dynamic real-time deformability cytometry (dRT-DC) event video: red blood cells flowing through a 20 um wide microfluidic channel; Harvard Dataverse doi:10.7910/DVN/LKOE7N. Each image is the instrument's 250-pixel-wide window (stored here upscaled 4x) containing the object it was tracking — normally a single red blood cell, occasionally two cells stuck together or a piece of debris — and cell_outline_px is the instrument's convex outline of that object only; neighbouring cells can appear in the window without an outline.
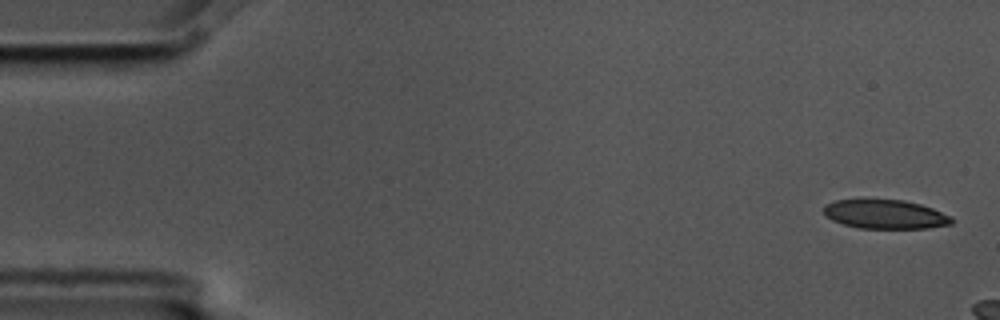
{"species": "common noctule bat (a hibernating species)", "species_latin": "Nyctalus noctula", "temperature_condition": "cold", "stored_images_in_passage": 3, "camera_frame_rate_fps": 3000, "um_per_image_px": 0.085, "animal": {"sex": "male", "body_mass_g": 17.5, "forearm_length_mm": 52.3}, "frame": {"image": 1, "passage_image": 1, "time_ms": 0.0, "image_size_px": [1000, 320], "cell_outline_px": [[952, 224], [928, 228], [860, 228], [844, 224], [832, 220], [824, 216], [824, 204], [836, 200], [904, 200], [920, 204], [932, 208], [952, 216]], "centroid_in_image_um": [75.24, 18.21], "position_along_channel_um": 9.8, "area_um2": 21.56}}